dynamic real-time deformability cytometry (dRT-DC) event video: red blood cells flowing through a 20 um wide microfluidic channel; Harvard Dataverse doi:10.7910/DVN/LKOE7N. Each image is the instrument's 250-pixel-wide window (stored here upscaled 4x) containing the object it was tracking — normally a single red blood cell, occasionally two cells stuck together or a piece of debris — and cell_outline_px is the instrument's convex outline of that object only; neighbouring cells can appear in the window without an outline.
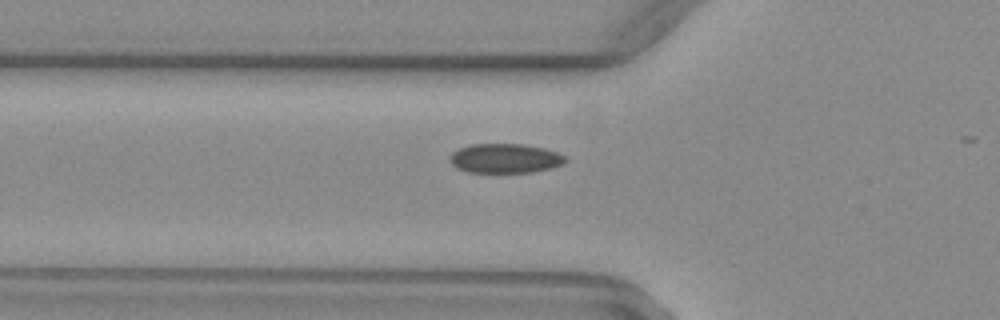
{"species": "common noctule bat (a hibernating species)", "species_latin": "Nyctalus noctula", "temperature_condition": "warm", "stored_images_in_passage": 6, "camera_frame_rate_fps": 3000, "um_per_image_px": 0.085, "animal": {"sex": "female", "body_mass_g": 29.2, "forearm_length_mm": 56.3}, "frame": {"image": 1, "passage_image": 4, "time_ms": 1.0, "image_size_px": [1000, 320], "cell_outline_px": [[568, 160], [564, 164], [552, 168], [532, 172], [468, 172], [456, 168], [452, 164], [448, 156], [452, 152], [460, 148], [472, 144], [524, 144], [544, 148], [556, 152], [564, 156]], "centroid_in_image_um": [42.93, 13.46], "position_along_channel_um": 82.9, "area_um2": 19.88}}